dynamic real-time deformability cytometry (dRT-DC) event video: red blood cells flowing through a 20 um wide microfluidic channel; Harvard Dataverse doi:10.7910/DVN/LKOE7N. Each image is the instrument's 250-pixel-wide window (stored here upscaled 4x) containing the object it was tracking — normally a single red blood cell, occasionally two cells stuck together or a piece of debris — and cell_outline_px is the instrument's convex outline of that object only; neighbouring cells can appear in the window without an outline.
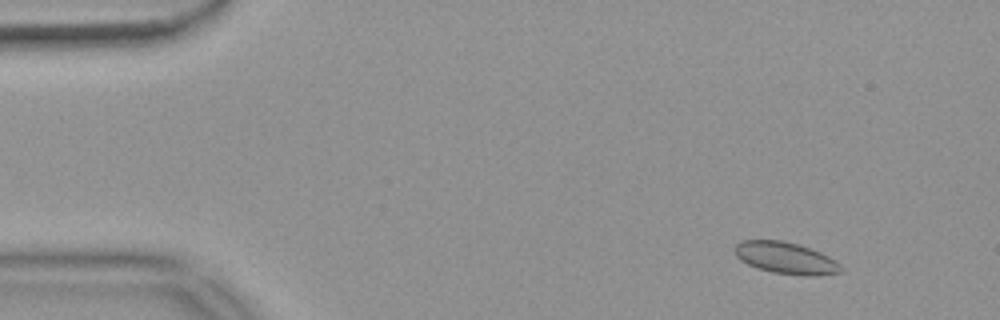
{"species": "common noctule bat (a hibernating species)", "species_latin": "Nyctalus noctula", "temperature_condition": "warm", "stored_images_in_passage": 55, "camera_frame_rate_fps": 3000, "um_per_image_px": 0.085, "animal": {"sex": "female", "body_mass_g": 18.4}, "frame": {"image": 1, "passage_image": 6, "time_ms": 1.667, "image_size_px": [1000, 320], "cell_outline_px": [[840, 272], [816, 276], [804, 276], [772, 272], [756, 268], [740, 260], [736, 256], [732, 248], [740, 240], [784, 240], [800, 244], [820, 252], [836, 260], [840, 264]], "centroid_in_image_um": [66.74, 21.92], "position_along_channel_um": 18.3, "area_um2": 19.88}}
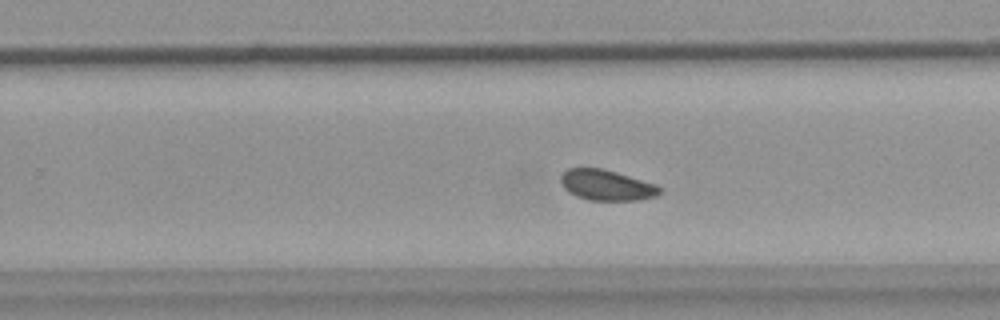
{"frame": {"image": 2, "passage_image": 35, "time_ms": 11.333, "image_size_px": [1000, 320], "cell_outline_px": [[664, 192], [656, 196], [640, 200], [588, 200], [576, 196], [568, 192], [564, 188], [560, 180], [560, 176], [568, 168], [604, 168], [656, 184], [664, 188]], "centroid_in_image_um": [51.6, 15.74], "position_along_channel_um": 278.2, "area_um2": 17.92}}
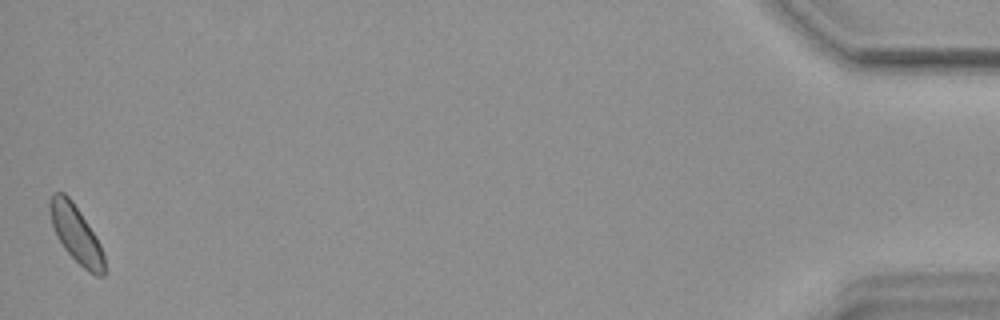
{"frame": {"image": 3, "passage_image": 55, "time_ms": 18.0, "image_size_px": [1000, 320], "cell_outline_px": [[104, 276], [96, 276], [88, 272], [64, 248], [56, 236], [52, 224], [48, 208], [48, 200], [52, 192], [64, 192], [72, 200], [96, 236], [100, 244], [104, 256]], "centroid_in_image_um": [6.44, 19.85], "position_along_channel_um": 428.8, "area_um2": 18.15}, "authors_computed_cell_mechanics": {"area_um2": 18.3226, "velocity_mm_per_s": 3.656, "shape_relaxation_time_tau1_ms": 2.5781, "shape_relaxation_time_tau2_ms": null, "deformation_change_tau1": 0.0404, "deformation_change_tau2": null}}